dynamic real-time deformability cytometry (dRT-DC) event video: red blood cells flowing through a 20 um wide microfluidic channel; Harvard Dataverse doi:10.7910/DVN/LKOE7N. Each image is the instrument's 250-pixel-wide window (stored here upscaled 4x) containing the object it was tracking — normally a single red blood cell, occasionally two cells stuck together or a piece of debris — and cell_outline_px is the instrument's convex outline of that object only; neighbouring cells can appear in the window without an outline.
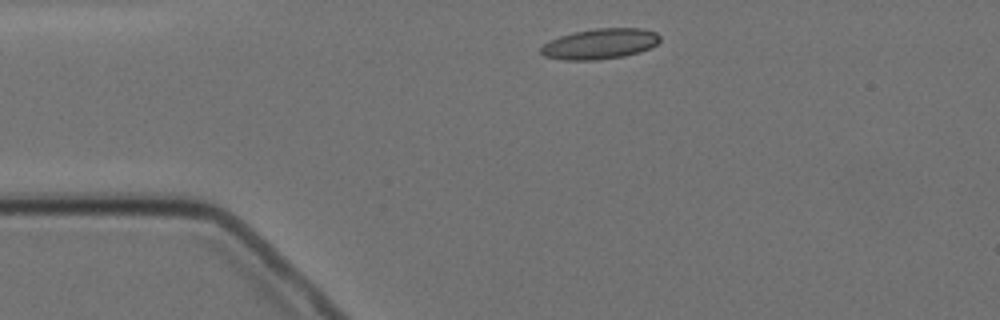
{"species": "Egyptian fruit bat (a non-hibernating species)", "species_latin": "Rousettus aegyptiacus", "temperature_condition": "cold", "stored_images_in_passage": 3, "segment_of_instrument_passage": [1, 2], "camera_frame_rate_fps": 3000, "um_per_image_px": 0.085, "animal": {"sex": "female"}, "frame": {"image": 1, "passage_image": 1, "time_ms": 0.0, "image_size_px": [1000, 320], "cell_outline_px": [[660, 40], [656, 44], [640, 52], [624, 56], [596, 60], [564, 60], [544, 56], [540, 52], [540, 48], [544, 44], [560, 36], [576, 32], [596, 28], [644, 28], [656, 32], [660, 36]], "centroid_in_image_um": [51.02, 3.73], "position_along_channel_um": 34.0, "area_um2": 21.04}}